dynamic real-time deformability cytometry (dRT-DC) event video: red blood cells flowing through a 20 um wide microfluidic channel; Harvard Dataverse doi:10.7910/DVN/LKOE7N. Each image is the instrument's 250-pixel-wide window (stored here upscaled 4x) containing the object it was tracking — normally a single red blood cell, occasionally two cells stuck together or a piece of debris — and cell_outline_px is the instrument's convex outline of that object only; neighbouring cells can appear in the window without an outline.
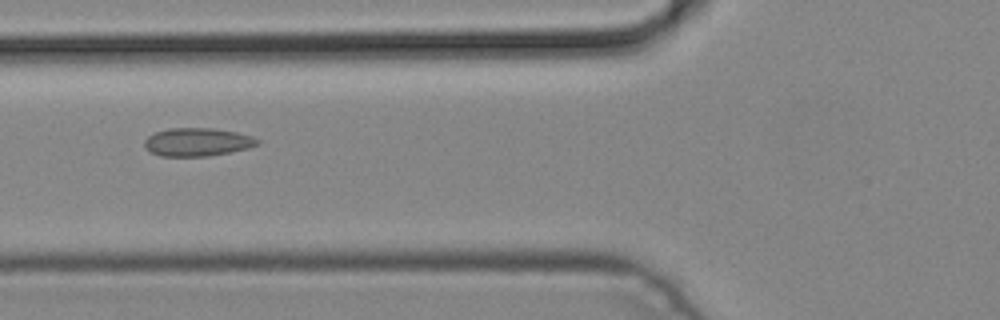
{"species": "common noctule bat (a hibernating species)", "species_latin": "Nyctalus noctula", "temperature_condition": "cold", "stored_images_in_passage": 6, "camera_frame_rate_fps": 3000, "um_per_image_px": 0.085, "animal": {"sex": "male", "body_mass_g": 19.2, "forearm_length_mm": 51.8}, "frame": {"image": 1, "passage_image": 6, "time_ms": 1.667, "image_size_px": [1000, 320], "cell_outline_px": [[260, 144], [248, 148], [208, 156], [160, 156], [148, 152], [144, 148], [144, 140], [148, 136], [156, 132], [168, 128], [212, 128], [236, 132], [252, 136], [260, 140]], "centroid_in_image_um": [16.74, 12.07], "position_along_channel_um": 109.1, "area_um2": 18.67}}